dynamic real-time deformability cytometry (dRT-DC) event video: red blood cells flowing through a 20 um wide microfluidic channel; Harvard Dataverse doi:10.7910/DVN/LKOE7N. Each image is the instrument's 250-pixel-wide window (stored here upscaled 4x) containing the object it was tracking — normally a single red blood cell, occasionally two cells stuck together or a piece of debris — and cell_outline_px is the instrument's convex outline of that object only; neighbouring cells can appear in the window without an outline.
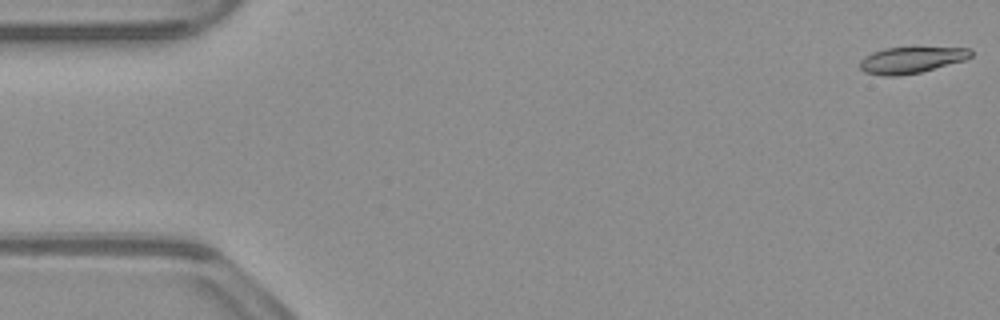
{"species": "common noctule bat (a hibernating species)", "species_latin": "Nyctalus noctula", "temperature_condition": "warm", "stored_images_in_passage": 53, "camera_frame_rate_fps": 3000, "um_per_image_px": 0.085, "animal": {"sex": "male", "body_mass_g": 23.1, "forearm_length_mm": 52.7}, "frame": {"image": 1, "passage_image": 1, "time_ms": 0.0, "image_size_px": [1000, 320], "cell_outline_px": [[972, 56], [964, 60], [920, 72], [896, 76], [884, 76], [864, 72], [860, 68], [860, 60], [864, 56], [872, 52], [884, 48], [968, 48], [972, 52]], "centroid_in_image_um": [77.4, 5.11], "position_along_channel_um": 7.6, "area_um2": 16.76}}
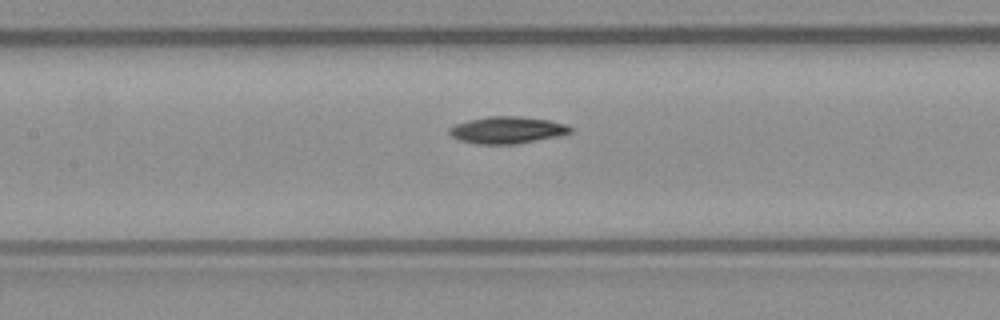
{"frame": {"image": 2, "passage_image": 24, "time_ms": 7.667, "image_size_px": [1000, 320], "cell_outline_px": [[572, 132], [560, 136], [516, 144], [476, 144], [460, 140], [452, 136], [448, 132], [448, 128], [456, 124], [468, 120], [488, 116], [520, 116], [548, 120], [568, 124], [572, 128]], "centroid_in_image_um": [43.13, 11.05], "position_along_channel_um": 164.3, "area_um2": 19.13}}
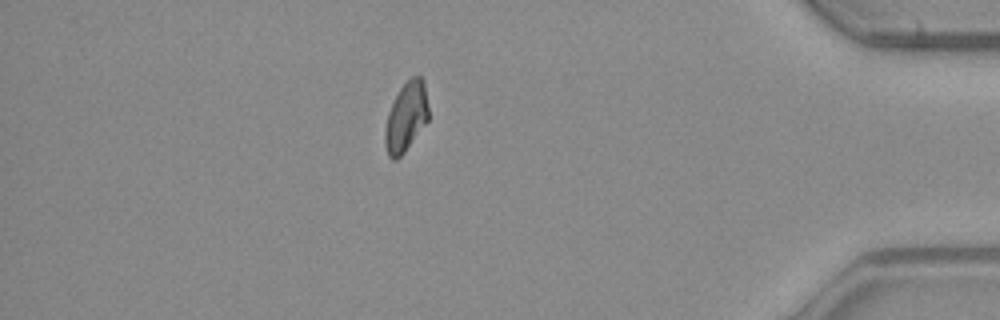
{"frame": {"image": 3, "passage_image": 46, "time_ms": 15.0, "image_size_px": [1000, 320], "cell_outline_px": [[428, 120], [404, 152], [396, 160], [392, 160], [388, 156], [384, 144], [384, 132], [388, 112], [400, 88], [412, 76], [420, 76], [424, 80], [428, 108]], "centroid_in_image_um": [34.5, 9.95], "position_along_channel_um": 400.7, "area_um2": 17.46}, "authors_computed_cell_mechanics": {"area_um2": 18.0336, "velocity_mm_per_s": 3.8616, "shape_relaxation_time_tau1_ms": 7.3308, "shape_relaxation_time_tau2_ms": null, "deformation_change_tau1": 0.1759, "deformation_change_tau2": null}}